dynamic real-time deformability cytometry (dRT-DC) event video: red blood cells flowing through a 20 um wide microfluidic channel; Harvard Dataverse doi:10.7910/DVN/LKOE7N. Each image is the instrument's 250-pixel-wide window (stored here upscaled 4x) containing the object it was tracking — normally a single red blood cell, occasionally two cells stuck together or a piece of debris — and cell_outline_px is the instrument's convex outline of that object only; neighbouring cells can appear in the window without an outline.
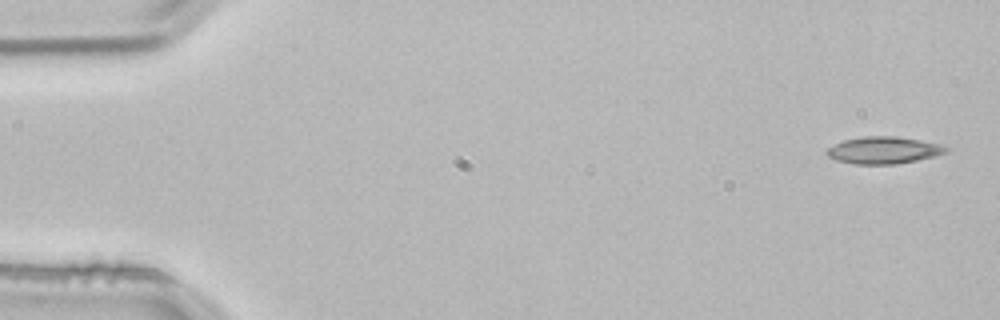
{"species": "common noctule bat (a hibernating species)", "species_latin": "Nyctalus noctula", "temperature_condition": "room temperature", "stored_images_in_passage": 3, "camera_frame_rate_fps": 3000, "um_per_image_px": 0.085, "animal": {"sex": "male", "body_mass_g": 21.5, "forearm_length_mm": 52.0}, "frame": {"image": 1, "passage_image": 1, "time_ms": 0.0, "image_size_px": [1000, 320], "cell_outline_px": [[952, 148], [948, 152], [936, 156], [896, 164], [856, 164], [836, 160], [828, 156], [824, 152], [828, 148], [844, 140], [864, 136], [896, 136], [920, 140], [940, 144]], "centroid_in_image_um": [75.15, 12.76], "position_along_channel_um": 9.8, "area_um2": 18.84}}
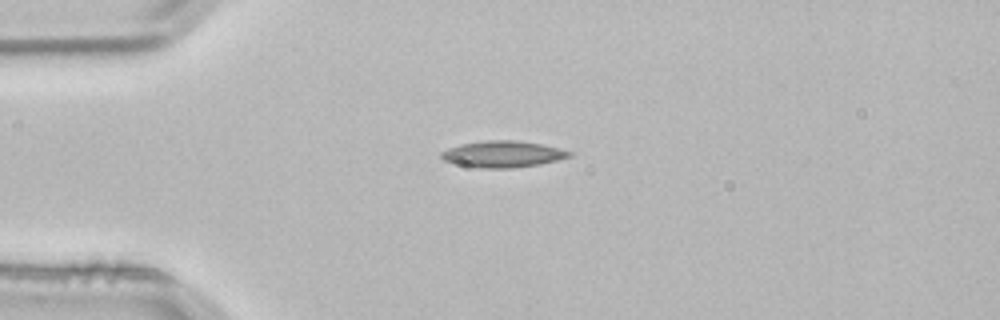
{"frame": {"image": 2, "passage_image": 3, "time_ms": 0.667, "image_size_px": [1000, 320], "cell_outline_px": [[572, 156], [540, 164], [512, 168], [480, 168], [460, 164], [444, 160], [440, 156], [440, 152], [448, 148], [460, 144], [488, 140], [516, 140], [540, 144], [572, 152]], "centroid_in_image_um": [42.71, 13.1], "position_along_channel_um": 42.3, "area_um2": 19.48}}